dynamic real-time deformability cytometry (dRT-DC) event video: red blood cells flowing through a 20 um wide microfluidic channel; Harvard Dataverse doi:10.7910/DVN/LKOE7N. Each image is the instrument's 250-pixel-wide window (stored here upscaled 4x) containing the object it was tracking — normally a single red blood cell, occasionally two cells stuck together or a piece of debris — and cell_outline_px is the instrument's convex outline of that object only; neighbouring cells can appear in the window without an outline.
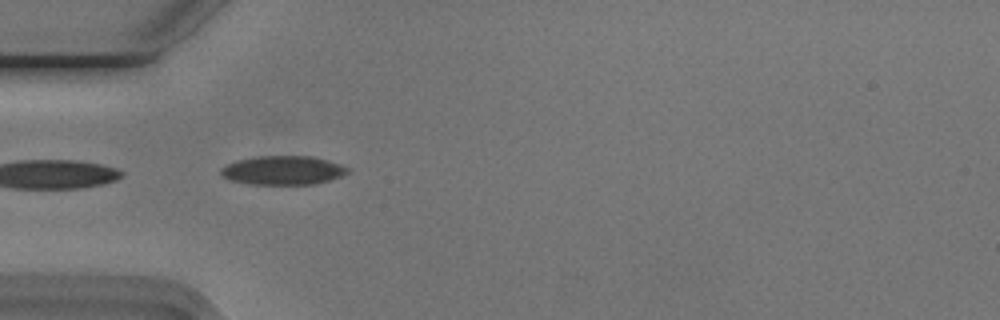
{"species": "Egyptian fruit bat (a non-hibernating species)", "species_latin": "Rousettus aegyptiacus", "temperature_condition": "cold", "stored_images_in_passage": 25, "camera_frame_rate_fps": 3000, "um_per_image_px": 0.085, "animal": {"sex": "male"}, "frame": {"image": 1, "passage_image": 1, "time_ms": 0.0, "image_size_px": [1000, 320], "cell_outline_px": [[348, 172], [340, 176], [316, 184], [248, 184], [228, 180], [220, 172], [220, 168], [236, 160], [256, 156], [312, 156], [348, 168]], "centroid_in_image_um": [23.97, 14.48], "position_along_channel_um": 61.0, "area_um2": 21.1}}
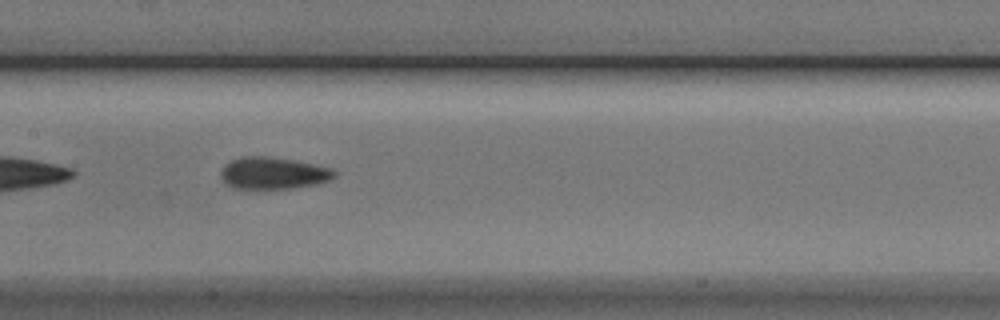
{"frame": {"image": 2, "passage_image": 11, "time_ms": 3.333, "image_size_px": [1000, 320], "cell_outline_px": [[336, 176], [320, 184], [292, 188], [232, 188], [220, 176], [220, 168], [224, 164], [240, 156], [268, 156], [296, 160], [328, 168], [336, 172]], "centroid_in_image_um": [23.19, 14.7], "position_along_channel_um": 184.2, "area_um2": 21.15}}
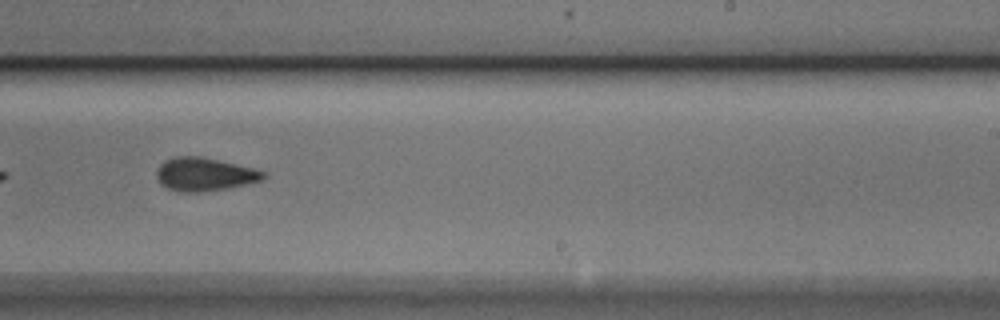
{"frame": {"image": 3, "passage_image": 18, "time_ms": 5.667, "image_size_px": [1000, 320], "cell_outline_px": [[268, 176], [260, 180], [228, 188], [200, 192], [180, 192], [168, 188], [160, 184], [156, 176], [156, 172], [160, 164], [164, 160], [176, 156], [200, 156], [252, 168], [268, 172]], "centroid_in_image_um": [17.36, 14.81], "position_along_channel_um": 271.6, "area_um2": 20.63}}